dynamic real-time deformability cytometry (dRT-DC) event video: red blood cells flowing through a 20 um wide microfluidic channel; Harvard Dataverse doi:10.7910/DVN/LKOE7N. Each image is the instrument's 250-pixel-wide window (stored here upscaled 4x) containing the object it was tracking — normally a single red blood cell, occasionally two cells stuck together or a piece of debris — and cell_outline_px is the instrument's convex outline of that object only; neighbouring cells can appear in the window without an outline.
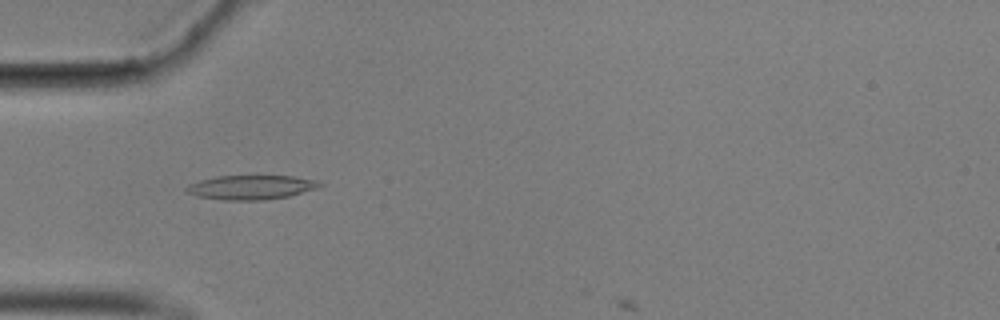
{"species": "common noctule bat (a hibernating species)", "species_latin": "Nyctalus noctula", "temperature_condition": "cold", "stored_images_in_passage": 22, "camera_frame_rate_fps": 3000, "um_per_image_px": 0.085, "animal": {"sex": "male", "body_mass_g": 17.9}, "frame": {"image": 1, "passage_image": 18, "time_ms": 5.667, "image_size_px": [1000, 320], "cell_outline_px": [[324, 184], [316, 188], [288, 196], [264, 200], [224, 200], [196, 196], [188, 192], [184, 188], [188, 184], [200, 180], [216, 176], [256, 172], [292, 176], [316, 180]], "centroid_in_image_um": [21.33, 15.86], "position_along_channel_um": 63.7, "area_um2": 19.83}}
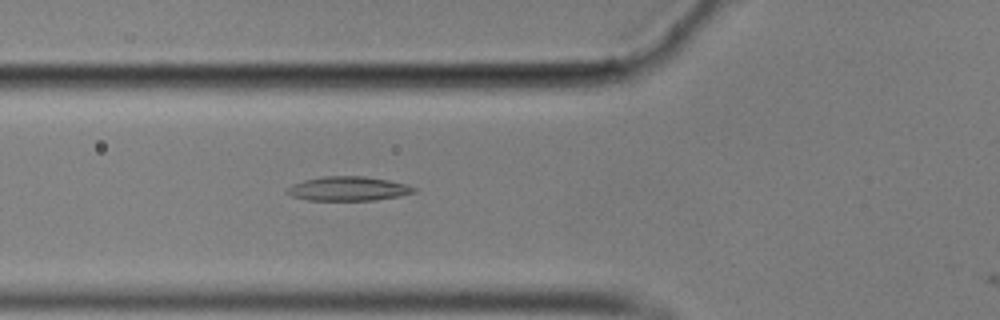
{"frame": {"image": 2, "passage_image": 21, "time_ms": 6.667, "image_size_px": [1000, 320], "cell_outline_px": [[420, 188], [416, 192], [400, 196], [376, 200], [308, 200], [292, 196], [284, 192], [292, 184], [304, 180], [324, 176], [364, 176], [388, 180], [408, 184]], "centroid_in_image_um": [29.65, 16.04], "position_along_channel_um": 96.1, "area_um2": 18.09}}